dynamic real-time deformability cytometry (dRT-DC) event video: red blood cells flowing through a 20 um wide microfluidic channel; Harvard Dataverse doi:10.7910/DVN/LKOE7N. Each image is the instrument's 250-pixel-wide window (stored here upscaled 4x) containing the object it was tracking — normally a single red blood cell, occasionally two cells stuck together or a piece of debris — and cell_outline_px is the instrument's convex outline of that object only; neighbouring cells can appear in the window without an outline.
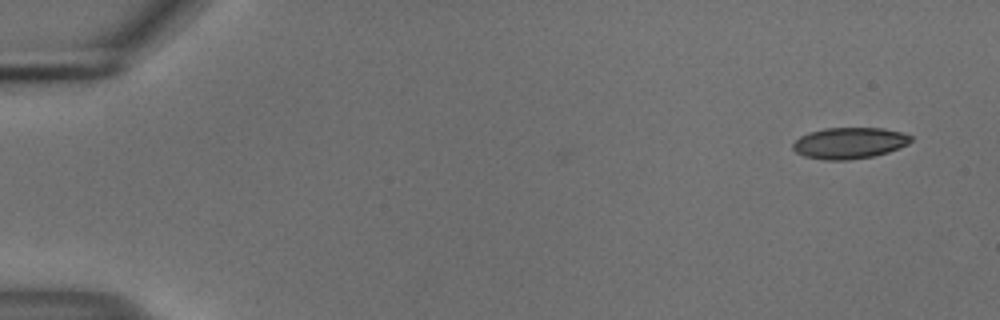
{"species": "common noctule bat (a hibernating species)", "species_latin": "Nyctalus noctula", "temperature_condition": "cold", "stored_images_in_passage": 48, "camera_frame_rate_fps": 3000, "um_per_image_px": 0.085, "animal": {"sex": "male", "body_mass_g": 18.8}, "frame": {"image": 1, "passage_image": 1, "time_ms": 0.0, "image_size_px": [1000, 320], "cell_outline_px": [[912, 140], [908, 144], [900, 148], [888, 152], [872, 156], [848, 160], [824, 160], [804, 156], [796, 152], [792, 148], [792, 144], [800, 136], [808, 132], [824, 128], [884, 128], [900, 132], [912, 136]], "centroid_in_image_um": [72.18, 12.16], "position_along_channel_um": 12.8, "area_um2": 21.56}}
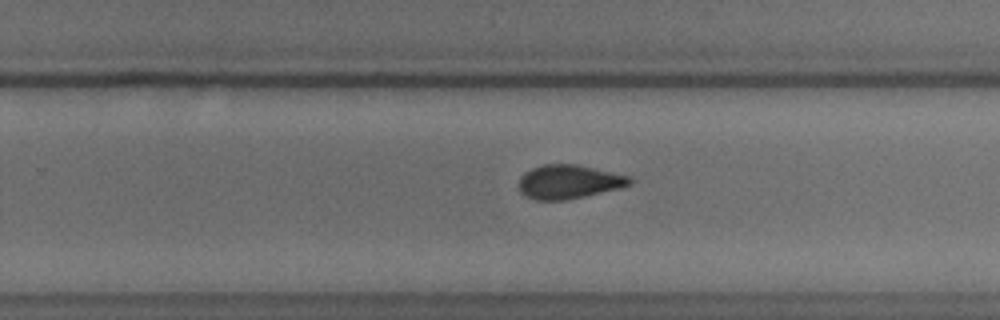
{"frame": {"image": 2, "passage_image": 33, "time_ms": 10.667, "image_size_px": [1000, 320], "cell_outline_px": [[632, 184], [620, 188], [584, 196], [564, 200], [536, 200], [524, 196], [520, 192], [520, 176], [524, 172], [532, 168], [544, 164], [576, 164], [632, 176]], "centroid_in_image_um": [48.36, 15.45], "position_along_channel_um": 281.4, "area_um2": 21.96}}
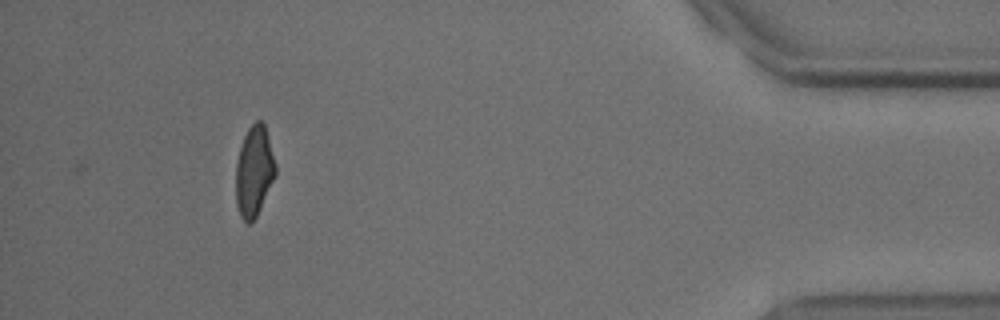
{"frame": {"image": 3, "passage_image": 48, "time_ms": 15.667, "image_size_px": [1000, 320], "cell_outline_px": [[276, 176], [256, 216], [248, 224], [240, 216], [236, 204], [236, 164], [240, 148], [244, 136], [248, 128], [256, 120], [260, 120], [264, 124], [276, 164]], "centroid_in_image_um": [21.6, 14.55], "position_along_channel_um": 413.6, "area_um2": 20.75}, "authors_computed_cell_mechanics": {"area_um2": 22.2241, "velocity_mm_per_s": 3.7389, "shape_relaxation_time_tau1_ms": 5.7326, "shape_relaxation_time_tau2_ms": 1.8542, "deformation_change_tau1": 0.1339, "deformation_change_tau2": 0.074}}